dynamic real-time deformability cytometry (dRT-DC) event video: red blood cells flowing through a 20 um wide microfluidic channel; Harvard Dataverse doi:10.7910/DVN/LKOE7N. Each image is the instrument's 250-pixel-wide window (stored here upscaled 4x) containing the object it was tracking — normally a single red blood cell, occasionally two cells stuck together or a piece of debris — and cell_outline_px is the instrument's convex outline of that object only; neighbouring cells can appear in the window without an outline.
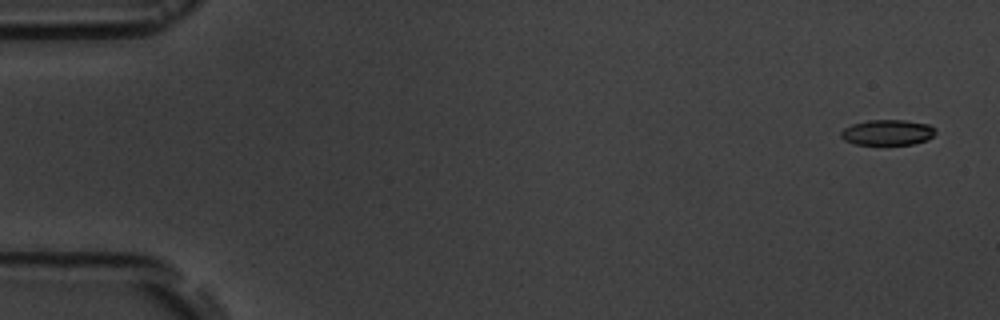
{"species": "common noctule bat (a hibernating species)", "species_latin": "Nyctalus noctula", "temperature_condition": "room temperature", "stored_images_in_passage": 9, "camera_frame_rate_fps": 3000, "um_per_image_px": 0.085, "animal": {"sex": "male", "body_mass_g": 19.5, "forearm_length_mm": 54.6}, "frame": {"image": 1, "passage_image": 1, "time_ms": 0.0, "image_size_px": [1000, 320], "cell_outline_px": [[936, 132], [928, 140], [912, 144], [856, 144], [844, 140], [840, 136], [840, 132], [844, 128], [852, 124], [868, 120], [904, 120], [928, 124], [936, 128]], "centroid_in_image_um": [75.45, 11.25], "position_along_channel_um": 9.6, "area_um2": 14.05}}
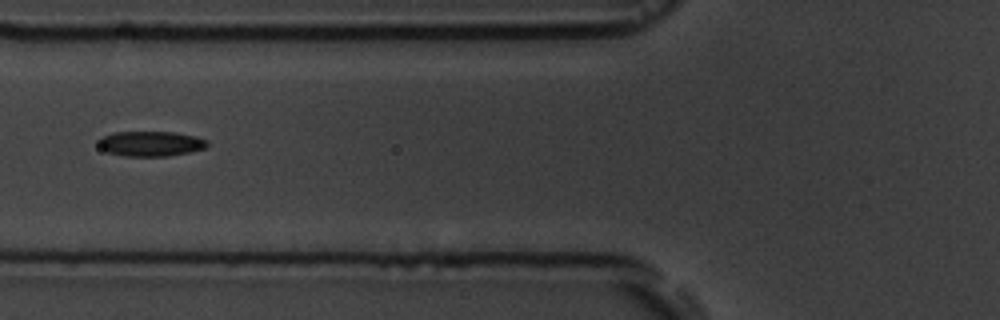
{"frame": {"image": 2, "passage_image": 7, "time_ms": 6.667, "image_size_px": [1000, 320], "cell_outline_px": [[208, 144], [204, 148], [188, 152], [168, 156], [124, 156], [108, 152], [100, 148], [100, 136], [112, 132], [172, 132], [196, 136], [208, 140]], "centroid_in_image_um": [12.8, 12.2], "position_along_channel_um": 113.0, "area_um2": 15.84}}
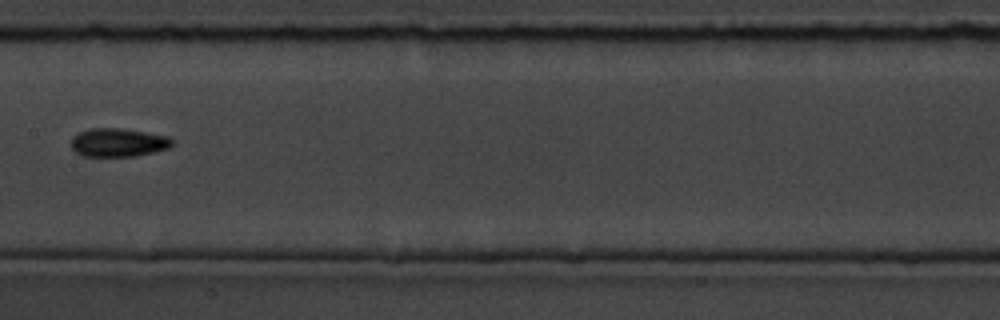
{"frame": {"image": 3, "passage_image": 9, "time_ms": 9.0, "image_size_px": [1000, 320], "cell_outline_px": [[172, 144], [168, 148], [152, 152], [132, 156], [84, 156], [76, 152], [72, 148], [72, 136], [88, 128], [120, 128], [168, 136], [172, 140]], "centroid_in_image_um": [10.01, 12.1], "position_along_channel_um": 197.4, "area_um2": 16.53}}